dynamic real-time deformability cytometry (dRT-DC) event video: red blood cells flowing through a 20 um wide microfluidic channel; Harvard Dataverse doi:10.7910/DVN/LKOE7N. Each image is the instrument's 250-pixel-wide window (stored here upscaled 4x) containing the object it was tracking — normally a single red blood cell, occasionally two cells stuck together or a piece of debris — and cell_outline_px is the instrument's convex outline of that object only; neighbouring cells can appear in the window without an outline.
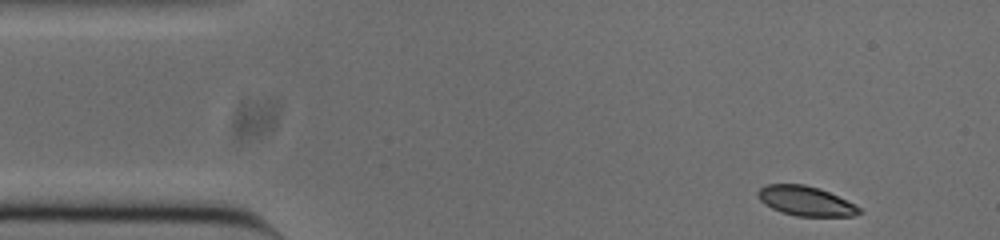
{"species": "common noctule bat (a hibernating species)", "species_latin": "Nyctalus noctula", "temperature_condition": "cold", "stored_images_in_passage": 50, "camera_frame_rate_fps": 3000, "um_per_image_px": 0.085, "animal": {"sex": "male", "body_mass_g": 20.0, "forearm_length_mm": 53.3}, "frame": {"image": 1, "passage_image": 1, "time_ms": 0.0, "image_size_px": [1000, 240], "cell_outline_px": [[864, 212], [852, 216], [796, 216], [780, 212], [764, 204], [756, 196], [756, 192], [760, 188], [768, 184], [804, 184], [820, 188], [860, 208]], "centroid_in_image_um": [68.43, 17.08], "position_along_channel_um": 16.6, "area_um2": 17.4}}
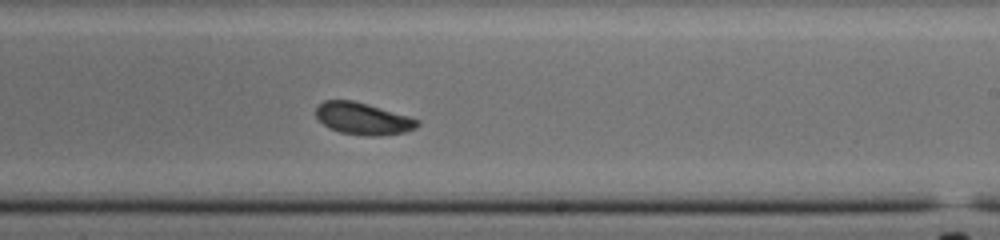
{"frame": {"image": 2, "passage_image": 27, "time_ms": 8.667, "image_size_px": [1000, 240], "cell_outline_px": [[420, 124], [416, 128], [404, 132], [380, 136], [364, 136], [340, 132], [328, 128], [316, 116], [316, 104], [324, 100], [352, 100], [408, 116], [420, 120]], "centroid_in_image_um": [30.83, 10.09], "position_along_channel_um": 258.2, "area_um2": 18.9}}
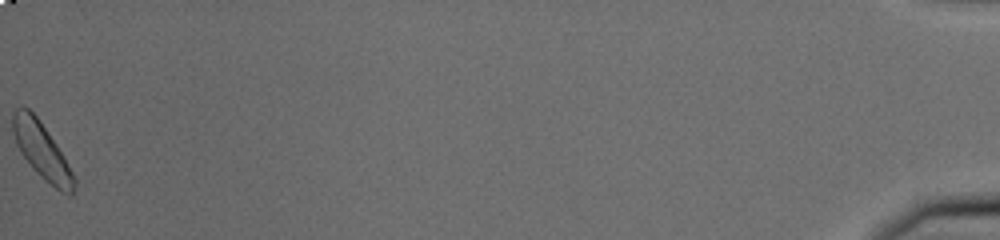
{"frame": {"image": 3, "passage_image": 50, "time_ms": 16.333, "image_size_px": [1000, 240], "cell_outline_px": [[76, 184], [72, 196], [68, 196], [60, 192], [44, 180], [32, 168], [20, 152], [16, 144], [12, 132], [12, 116], [16, 108], [28, 108], [36, 116], [56, 144], [72, 172], [76, 180]], "centroid_in_image_um": [3.55, 12.87], "position_along_channel_um": 431.6, "area_um2": 19.88}}